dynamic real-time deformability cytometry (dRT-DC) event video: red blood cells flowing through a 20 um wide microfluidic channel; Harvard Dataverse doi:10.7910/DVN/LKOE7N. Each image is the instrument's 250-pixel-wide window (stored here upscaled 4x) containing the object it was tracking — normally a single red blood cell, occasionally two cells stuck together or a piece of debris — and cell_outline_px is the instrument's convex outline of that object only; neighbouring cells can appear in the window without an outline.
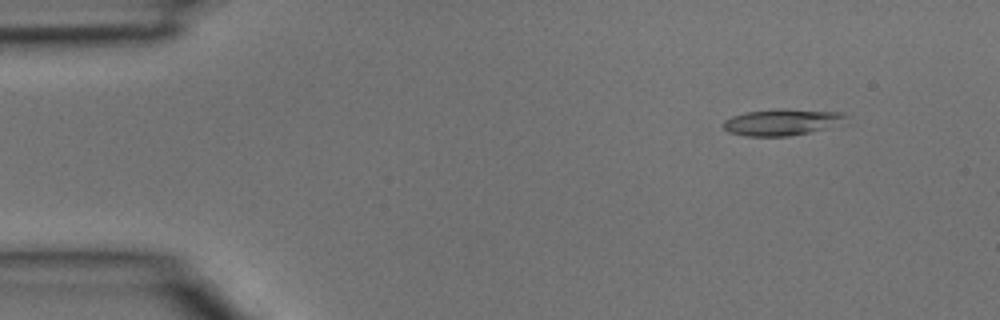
{"species": "common noctule bat (a hibernating species)", "species_latin": "Nyctalus noctula", "temperature_condition": "room temperature", "stored_images_in_passage": 3, "camera_frame_rate_fps": 3000, "um_per_image_px": 0.085, "animal": {"sex": "male", "body_mass_g": 15.6}, "frame": {"image": 1, "passage_image": 1, "time_ms": 0.0, "image_size_px": [1000, 320], "cell_outline_px": [[852, 124], [788, 136], [744, 136], [728, 132], [724, 128], [724, 120], [732, 116], [748, 112], [780, 108], [784, 108], [840, 112], [848, 116]], "centroid_in_image_um": [66.63, 10.38], "position_along_channel_um": 18.4, "area_um2": 19.48}}